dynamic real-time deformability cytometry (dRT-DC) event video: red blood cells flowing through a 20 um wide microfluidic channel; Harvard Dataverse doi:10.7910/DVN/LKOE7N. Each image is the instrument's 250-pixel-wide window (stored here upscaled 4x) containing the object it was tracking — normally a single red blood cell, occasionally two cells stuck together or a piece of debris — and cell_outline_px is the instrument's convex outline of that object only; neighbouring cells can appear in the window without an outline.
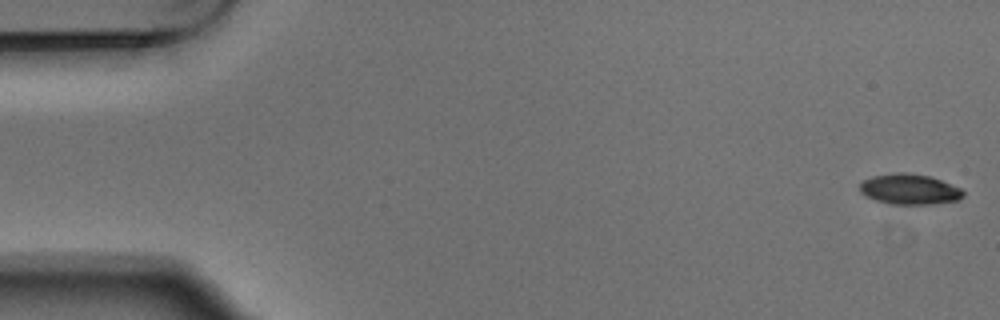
{"species": "Egyptian fruit bat (a non-hibernating species)", "species_latin": "Rousettus aegyptiacus", "temperature_condition": "warm", "stored_images_in_passage": 5, "camera_frame_rate_fps": 3000, "um_per_image_px": 0.085, "animal": {"sex": "male"}, "frame": {"image": 1, "passage_image": 1, "time_ms": 0.0, "image_size_px": [1000, 320], "cell_outline_px": [[964, 196], [960, 200], [932, 204], [888, 204], [876, 200], [860, 192], [860, 184], [864, 180], [872, 176], [896, 172], [904, 172], [928, 176], [940, 180], [960, 188], [964, 192]], "centroid_in_image_um": [77.31, 16.09], "position_along_channel_um": 7.7, "area_um2": 18.26}}